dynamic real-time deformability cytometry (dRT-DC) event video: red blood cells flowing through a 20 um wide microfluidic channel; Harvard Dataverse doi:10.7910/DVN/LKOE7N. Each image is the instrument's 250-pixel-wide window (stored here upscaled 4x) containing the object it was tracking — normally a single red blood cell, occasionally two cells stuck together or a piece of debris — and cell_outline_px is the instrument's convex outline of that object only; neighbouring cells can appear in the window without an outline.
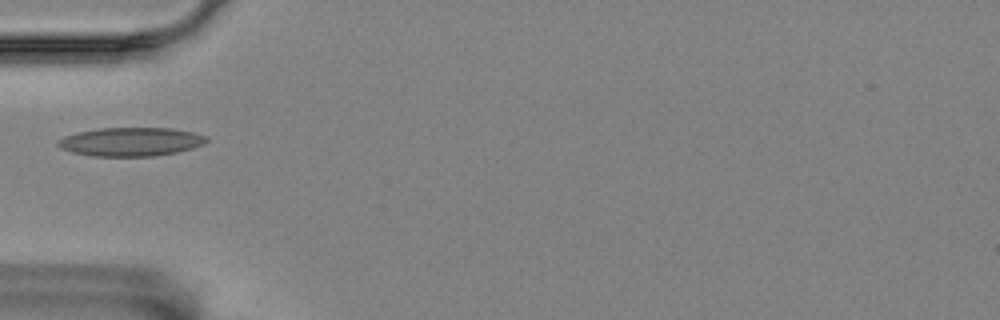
{"species": "Egyptian fruit bat (a non-hibernating species)", "species_latin": "Rousettus aegyptiacus", "temperature_condition": "room temperature", "stored_images_in_passage": 1, "camera_frame_rate_fps": 3000, "um_per_image_px": 0.085, "animal": {"sex": "female"}, "frame": {"image": 1, "passage_image": 1, "time_ms": 0.0, "image_size_px": [1000, 320], "cell_outline_px": [[208, 140], [204, 144], [192, 148], [176, 152], [152, 156], [92, 156], [72, 152], [60, 148], [56, 144], [56, 140], [64, 136], [76, 132], [100, 128], [172, 128], [192, 132], [208, 136]], "centroid_in_image_um": [11.09, 12.04], "position_along_channel_um": 73.9, "area_um2": 24.91}}